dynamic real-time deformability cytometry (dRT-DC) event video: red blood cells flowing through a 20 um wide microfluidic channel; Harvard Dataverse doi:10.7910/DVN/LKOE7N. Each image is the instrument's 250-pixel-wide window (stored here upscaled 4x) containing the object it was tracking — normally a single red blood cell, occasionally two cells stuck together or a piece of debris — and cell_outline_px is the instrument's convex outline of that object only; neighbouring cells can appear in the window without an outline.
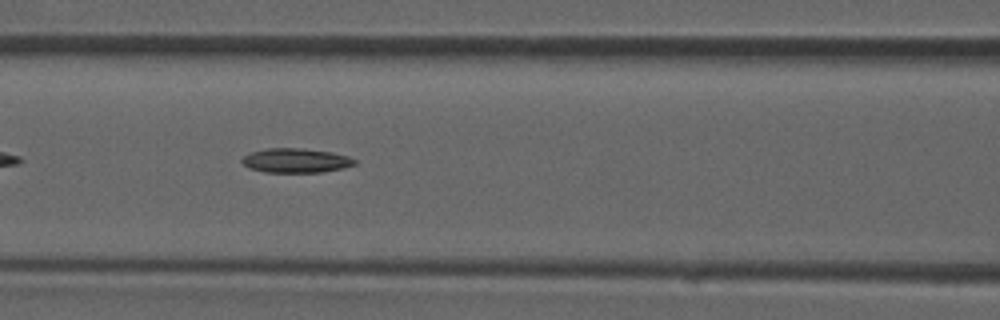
{"species": "common noctule bat (a hibernating species)", "species_latin": "Nyctalus noctula", "temperature_condition": "room temperature", "stored_images_in_passage": 33, "camera_frame_rate_fps": 3000, "um_per_image_px": 0.085, "animal": {"sex": "male", "forearm_length_mm": 52.5}, "frame": {"image": 1, "passage_image": 10, "time_ms": 3.0, "image_size_px": [1000, 320], "cell_outline_px": [[356, 164], [344, 168], [320, 172], [264, 172], [248, 168], [240, 160], [244, 156], [252, 152], [268, 148], [300, 148], [332, 152], [348, 156], [356, 160]], "centroid_in_image_um": [25.15, 13.64], "position_along_channel_um": 141.4, "area_um2": 15.95}}